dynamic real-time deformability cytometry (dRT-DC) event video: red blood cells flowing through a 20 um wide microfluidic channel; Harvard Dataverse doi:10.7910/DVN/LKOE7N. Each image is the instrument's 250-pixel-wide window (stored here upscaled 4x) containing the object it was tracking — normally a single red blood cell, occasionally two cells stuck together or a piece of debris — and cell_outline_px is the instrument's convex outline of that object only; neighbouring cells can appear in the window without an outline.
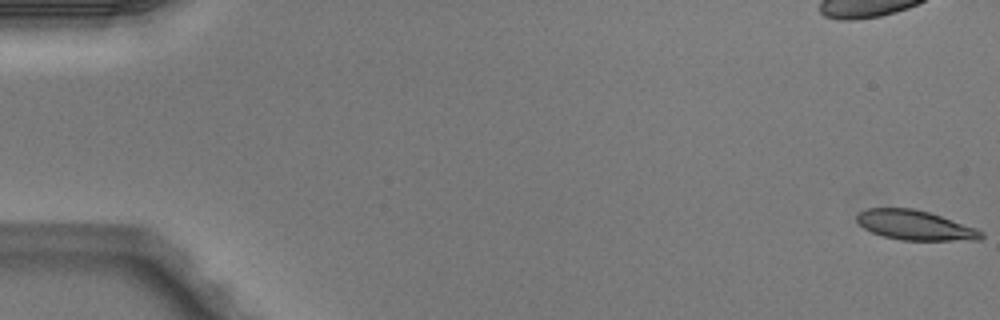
{"species": "Egyptian fruit bat (a non-hibernating species)", "species_latin": "Rousettus aegyptiacus", "temperature_condition": "warm", "stored_images_in_passage": 6, "camera_frame_rate_fps": 3000, "um_per_image_px": 0.085, "animal": {"sex": "male"}, "frame": {"image": 1, "passage_image": 1, "time_ms": 0.0, "image_size_px": [1000, 320], "cell_outline_px": [[984, 236], [980, 240], [900, 240], [884, 236], [872, 232], [864, 228], [856, 220], [856, 216], [860, 212], [868, 208], [912, 208], [928, 212], [976, 228], [984, 232]], "centroid_in_image_um": [77.79, 19.15], "position_along_channel_um": 7.2, "area_um2": 21.33}}